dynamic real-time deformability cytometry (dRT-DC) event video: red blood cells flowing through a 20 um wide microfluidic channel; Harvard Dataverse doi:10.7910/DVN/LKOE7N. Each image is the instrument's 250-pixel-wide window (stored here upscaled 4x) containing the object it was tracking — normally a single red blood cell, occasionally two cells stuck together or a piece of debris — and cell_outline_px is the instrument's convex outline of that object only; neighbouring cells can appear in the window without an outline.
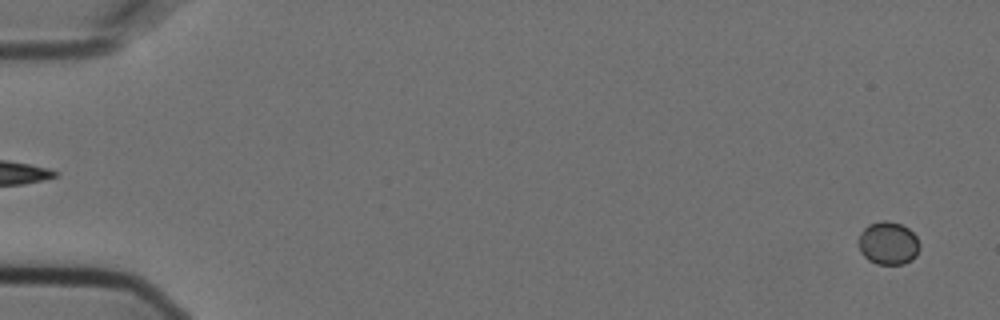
{"species": "Egyptian fruit bat (a non-hibernating species)", "species_latin": "Rousettus aegyptiacus", "temperature_condition": "cold", "stored_images_in_passage": 7, "camera_frame_rate_fps": 3000, "um_per_image_px": 0.085, "animal": {"sex": "female"}, "frame": {"image": 1, "passage_image": 1, "time_ms": 0.0, "image_size_px": [1000, 320], "cell_outline_px": [[920, 248], [916, 256], [912, 260], [904, 264], [876, 264], [868, 260], [860, 252], [856, 240], [860, 232], [868, 224], [880, 220], [888, 220], [900, 224], [908, 228], [916, 236], [920, 244]], "centroid_in_image_um": [75.47, 20.67], "position_along_channel_um": 9.5, "area_um2": 15.72}}
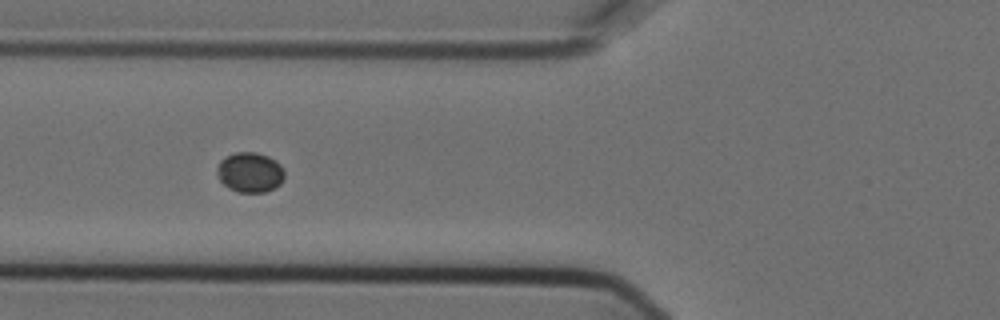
{"frame": {"image": 2, "passage_image": 6, "time_ms": 1.667, "image_size_px": [1000, 320], "cell_outline_px": [[284, 176], [280, 184], [276, 188], [264, 192], [236, 192], [228, 188], [220, 180], [216, 172], [216, 168], [220, 160], [224, 156], [236, 152], [256, 152], [268, 156], [276, 160], [280, 164], [284, 172]], "centroid_in_image_um": [21.23, 14.64], "position_along_channel_um": 104.6, "area_um2": 15.95}}
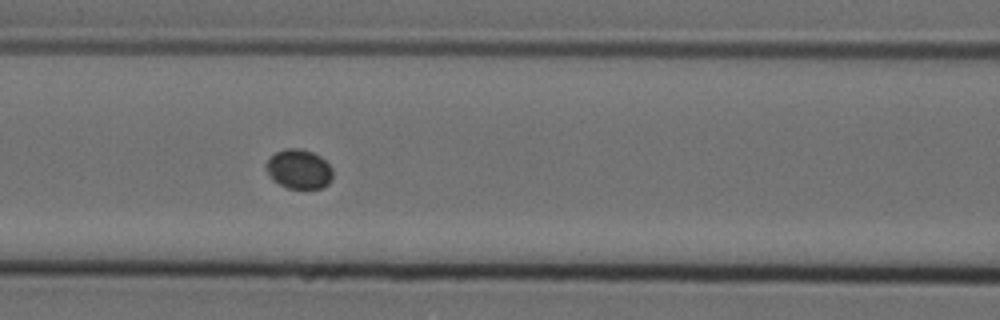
{"frame": {"image": 3, "passage_image": 7, "time_ms": 2.0, "image_size_px": [1000, 320], "cell_outline_px": [[332, 180], [328, 184], [320, 188], [288, 188], [272, 180], [264, 168], [264, 164], [276, 152], [284, 148], [300, 148], [312, 152], [320, 156], [332, 168]], "centroid_in_image_um": [25.38, 14.37], "position_along_channel_um": 141.2, "area_um2": 15.37}}